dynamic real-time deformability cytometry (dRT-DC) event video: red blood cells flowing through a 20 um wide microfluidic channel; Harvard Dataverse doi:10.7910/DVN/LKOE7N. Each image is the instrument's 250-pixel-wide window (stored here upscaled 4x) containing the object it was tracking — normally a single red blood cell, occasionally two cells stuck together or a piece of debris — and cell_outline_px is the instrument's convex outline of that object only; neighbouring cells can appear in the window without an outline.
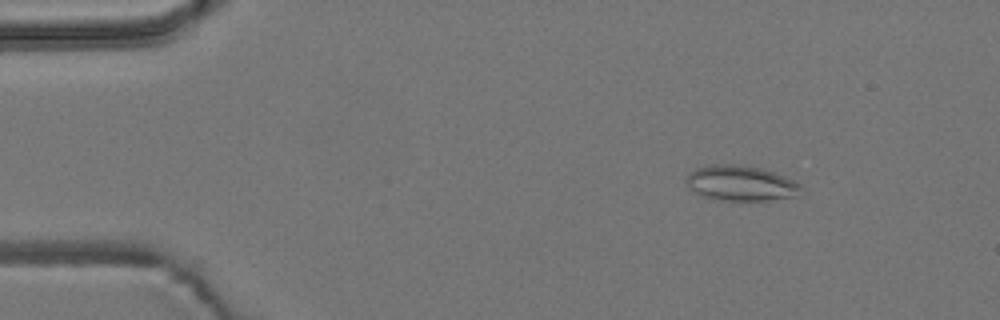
{"species": "common noctule bat (a hibernating species)", "species_latin": "Nyctalus noctula", "temperature_condition": "room temperature", "stored_images_in_passage": 34, "camera_frame_rate_fps": 3000, "um_per_image_px": 0.085, "animal": {"sex": "male", "body_mass_g": 19.2, "forearm_length_mm": 51.8}, "frame": {"image": 1, "passage_image": 6, "time_ms": 1.667, "image_size_px": [1000, 320], "cell_outline_px": [[800, 196], [768, 200], [724, 200], [704, 196], [696, 192], [684, 180], [688, 172], [696, 168], [708, 164], [732, 164], [760, 168], [776, 172], [800, 184]], "centroid_in_image_um": [62.97, 15.56], "position_along_channel_um": 22.0, "area_um2": 23.47}}
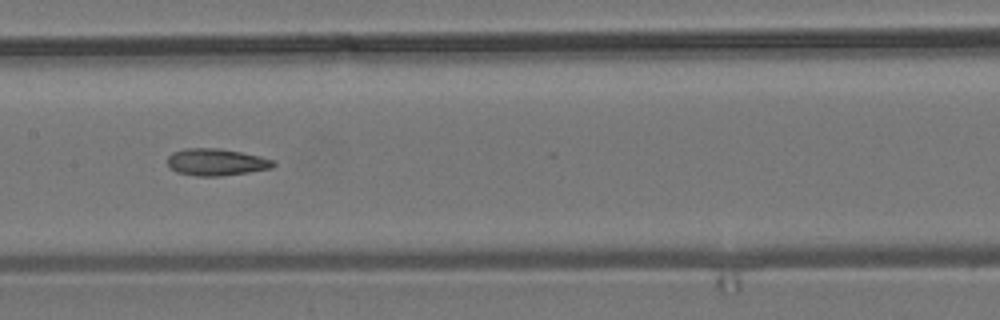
{"frame": {"image": 2, "passage_image": 26, "time_ms": 8.333, "image_size_px": [1000, 320], "cell_outline_px": [[276, 164], [272, 168], [248, 172], [220, 176], [196, 176], [176, 172], [168, 164], [168, 156], [172, 152], [184, 148], [220, 148], [260, 156], [276, 160]], "centroid_in_image_um": [18.4, 13.77], "position_along_channel_um": 189.0, "area_um2": 16.7}}
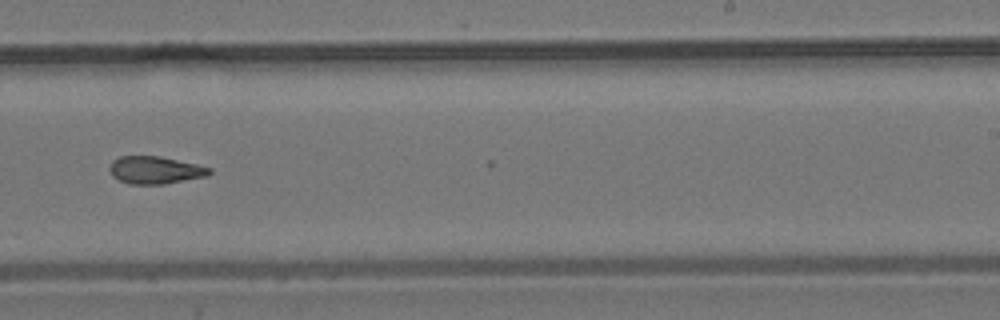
{"frame": {"image": 3, "passage_image": 33, "time_ms": 10.667, "image_size_px": [1000, 320], "cell_outline_px": [[212, 172], [208, 176], [164, 184], [128, 184], [112, 176], [108, 168], [112, 160], [120, 156], [160, 156], [196, 164], [212, 168]], "centroid_in_image_um": [13.18, 14.45], "position_along_channel_um": 275.8, "area_um2": 16.13}}